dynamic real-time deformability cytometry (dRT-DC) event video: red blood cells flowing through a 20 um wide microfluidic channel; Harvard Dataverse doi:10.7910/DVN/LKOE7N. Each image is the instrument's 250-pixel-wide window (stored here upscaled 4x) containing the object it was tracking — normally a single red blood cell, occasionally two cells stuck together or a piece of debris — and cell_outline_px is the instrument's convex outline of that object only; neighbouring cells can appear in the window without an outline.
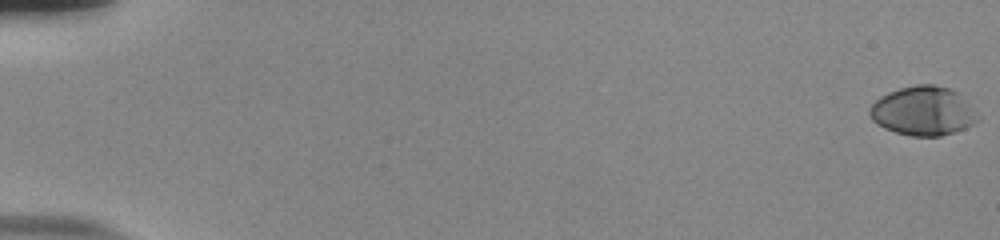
{"species": "human", "species_latin": "Homo sapiens", "temperature_condition": "room temperature", "stored_images_in_passage": 56, "camera_frame_rate_fps": 3000, "um_per_image_px": 0.085, "donor": {"sex": "male"}, "frame": {"image": 1, "passage_image": 1, "time_ms": 0.0, "image_size_px": [1000, 240], "cell_outline_px": [[976, 120], [972, 124], [964, 128], [940, 136], [912, 136], [896, 132], [884, 128], [876, 124], [872, 120], [868, 112], [868, 108], [880, 96], [888, 92], [900, 88], [916, 84], [932, 84], [948, 88], [960, 92], [976, 116]], "centroid_in_image_um": [78.4, 9.42], "position_along_channel_um": 6.6, "area_um2": 30.63}}
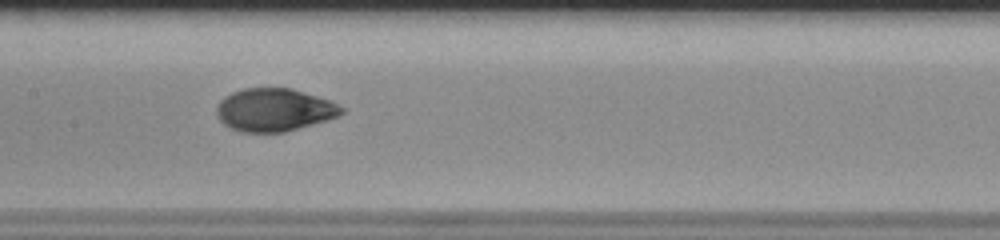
{"frame": {"image": 2, "passage_image": 30, "time_ms": 9.667, "image_size_px": [1000, 240], "cell_outline_px": [[344, 112], [336, 116], [312, 124], [284, 132], [240, 132], [224, 124], [216, 116], [216, 108], [220, 100], [224, 96], [232, 92], [244, 88], [292, 88], [328, 100], [344, 108]], "centroid_in_image_um": [23.25, 9.33], "position_along_channel_um": 184.1, "area_um2": 30.92}}
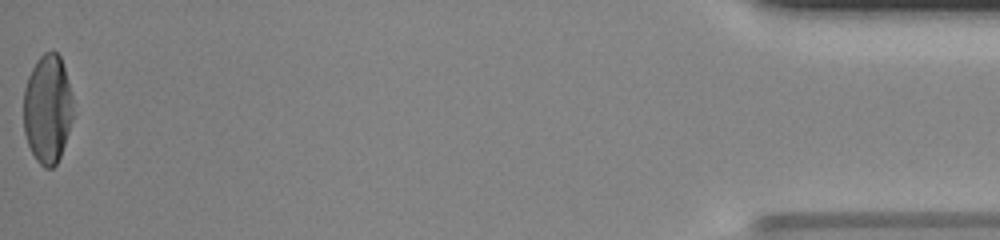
{"frame": {"image": 3, "passage_image": 56, "time_ms": 18.333, "image_size_px": [1000, 240], "cell_outline_px": [[72, 120], [60, 156], [56, 164], [52, 168], [44, 168], [36, 160], [28, 144], [24, 132], [24, 88], [28, 76], [36, 60], [44, 52], [52, 48], [60, 56], [64, 68], [72, 96]], "centroid_in_image_um": [4.03, 9.24], "position_along_channel_um": 431.2, "area_um2": 31.39}, "authors_computed_cell_mechanics": {"area_um2": 31.2987, "velocity_mm_per_s": 3.8498, "shape_relaxation_time_tau1_ms": 4.2062, "shape_relaxation_time_tau2_ms": null, "deformation_change_tau1": 0.1998, "deformation_change_tau2": null}}